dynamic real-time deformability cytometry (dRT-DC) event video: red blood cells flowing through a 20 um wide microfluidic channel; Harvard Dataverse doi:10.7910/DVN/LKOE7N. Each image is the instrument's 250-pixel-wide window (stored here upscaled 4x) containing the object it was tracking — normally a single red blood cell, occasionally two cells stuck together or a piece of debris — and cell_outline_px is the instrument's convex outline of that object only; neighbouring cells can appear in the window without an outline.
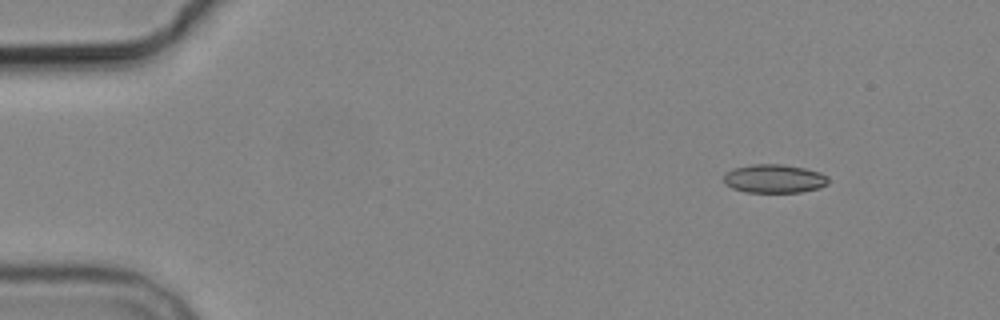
{"species": "common noctule bat (a hibernating species)", "species_latin": "Nyctalus noctula", "temperature_condition": "cold", "stored_images_in_passage": 8, "camera_frame_rate_fps": 3000, "um_per_image_px": 0.085, "animal": {"sex": "male", "body_mass_g": 19.2, "forearm_length_mm": 51.8}, "frame": {"image": 1, "passage_image": 2, "time_ms": 1.0, "image_size_px": [1000, 320], "cell_outline_px": [[828, 184], [820, 188], [800, 192], [744, 192], [732, 188], [724, 184], [724, 172], [732, 168], [752, 164], [784, 164], [804, 168], [820, 172], [828, 176]], "centroid_in_image_um": [65.79, 15.18], "position_along_channel_um": 19.2, "area_um2": 17.69}}
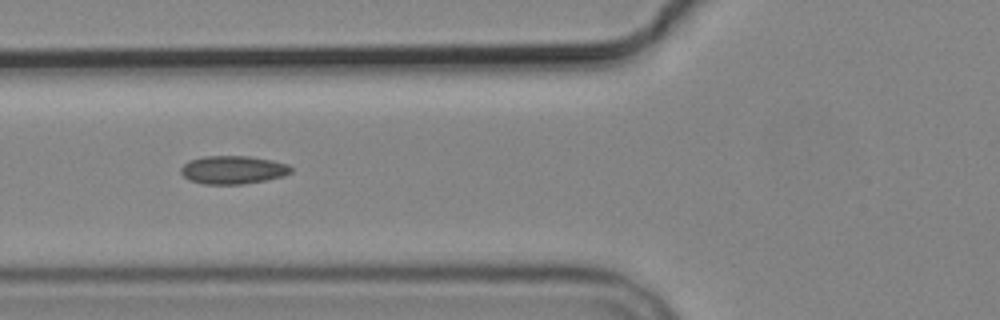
{"frame": {"image": 2, "passage_image": 6, "time_ms": 6.0, "image_size_px": [1000, 320], "cell_outline_px": [[292, 172], [284, 176], [264, 180], [240, 184], [204, 184], [188, 180], [180, 172], [180, 168], [188, 160], [204, 156], [248, 156], [272, 160], [288, 164], [292, 168]], "centroid_in_image_um": [19.78, 14.43], "position_along_channel_um": 106.0, "area_um2": 18.15}}
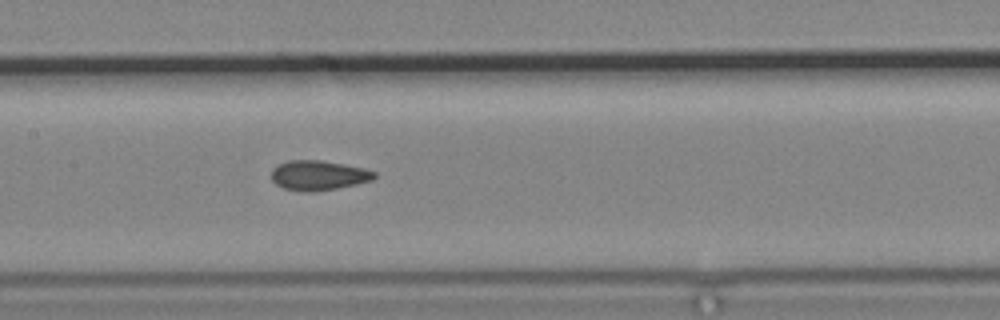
{"frame": {"image": 3, "passage_image": 8, "time_ms": 8.0, "image_size_px": [1000, 320], "cell_outline_px": [[376, 176], [372, 180], [356, 184], [336, 188], [312, 192], [284, 188], [276, 184], [272, 180], [272, 168], [288, 160], [320, 160], [364, 168], [376, 172]], "centroid_in_image_um": [27.07, 14.89], "position_along_channel_um": 180.3, "area_um2": 17.63}}